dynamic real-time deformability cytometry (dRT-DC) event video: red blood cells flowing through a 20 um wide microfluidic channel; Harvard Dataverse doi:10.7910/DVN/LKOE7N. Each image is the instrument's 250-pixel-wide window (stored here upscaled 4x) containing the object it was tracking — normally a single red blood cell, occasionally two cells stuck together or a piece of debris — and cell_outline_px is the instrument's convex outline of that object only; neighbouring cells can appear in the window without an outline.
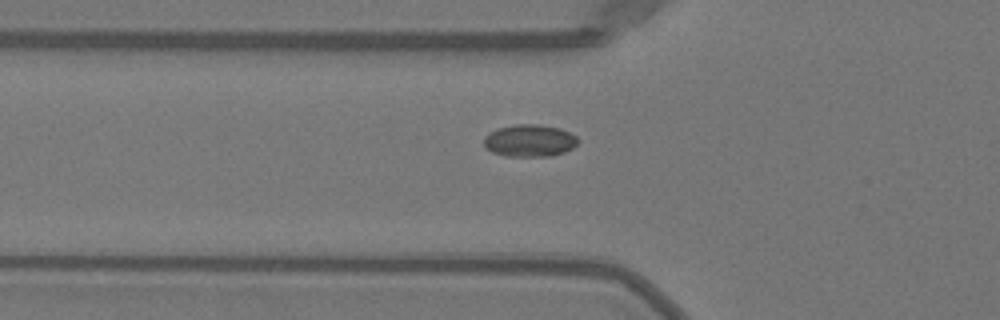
{"species": "Egyptian fruit bat (a non-hibernating species)", "species_latin": "Rousettus aegyptiacus", "temperature_condition": "warm", "stored_images_in_passage": 38, "camera_frame_rate_fps": 3000, "um_per_image_px": 0.085, "animal": {"sex": "female"}, "frame": {"image": 1, "passage_image": 7, "time_ms": 2.0, "image_size_px": [1000, 320], "cell_outline_px": [[580, 140], [572, 148], [564, 152], [552, 156], [504, 156], [492, 152], [484, 144], [484, 136], [488, 132], [496, 128], [516, 124], [540, 124], [560, 128], [576, 136]], "centroid_in_image_um": [45.01, 11.94], "position_along_channel_um": 80.8, "area_um2": 17.8}}
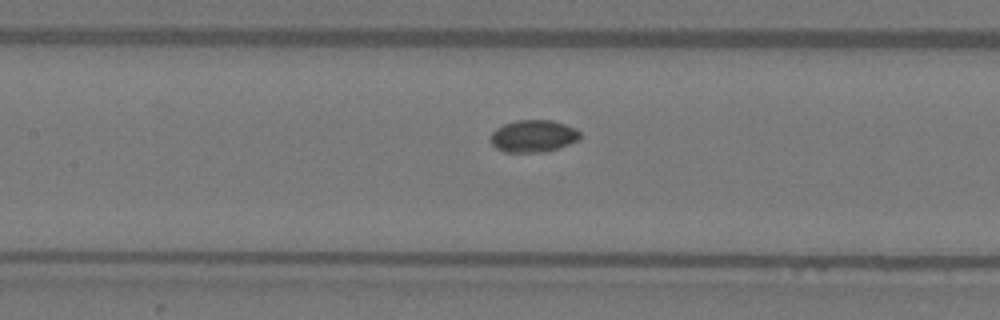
{"frame": {"image": 2, "passage_image": 13, "time_ms": 4.0, "image_size_px": [1000, 320], "cell_outline_px": [[580, 140], [556, 148], [540, 152], [504, 152], [496, 148], [492, 144], [492, 132], [496, 128], [504, 124], [516, 120], [552, 120], [576, 128], [580, 132]], "centroid_in_image_um": [45.34, 11.56], "position_along_channel_um": 162.1, "area_um2": 16.65}}
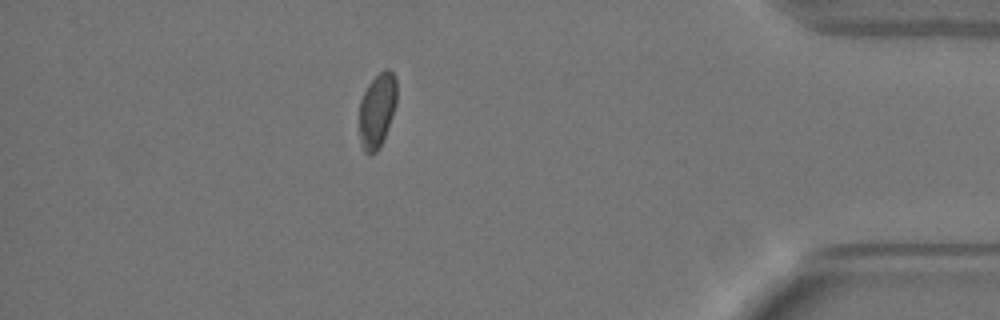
{"frame": {"image": 3, "passage_image": 34, "time_ms": 11.0, "image_size_px": [1000, 320], "cell_outline_px": [[396, 104], [392, 116], [380, 148], [372, 156], [368, 156], [364, 152], [360, 144], [360, 100], [368, 84], [384, 68], [388, 68], [396, 76]], "centroid_in_image_um": [32.05, 9.4], "position_along_channel_um": 403.1, "area_um2": 16.42}}